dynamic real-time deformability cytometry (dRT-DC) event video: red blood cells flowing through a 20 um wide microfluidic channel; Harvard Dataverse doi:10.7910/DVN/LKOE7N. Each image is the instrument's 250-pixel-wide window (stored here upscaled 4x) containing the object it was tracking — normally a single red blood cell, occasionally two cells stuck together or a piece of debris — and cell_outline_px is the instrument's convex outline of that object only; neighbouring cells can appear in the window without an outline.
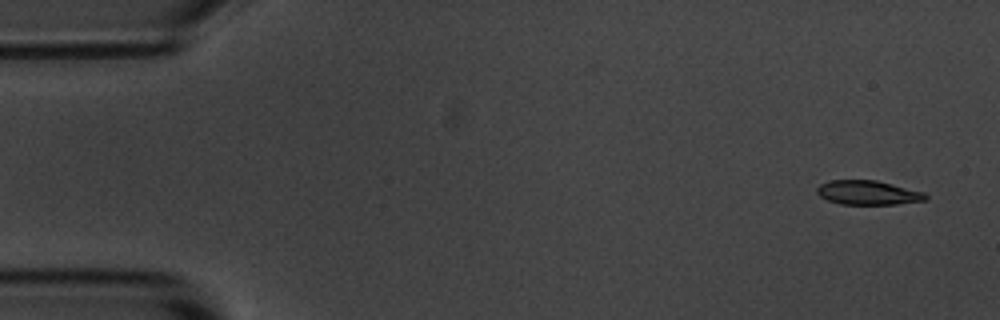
{"species": "common noctule bat (a hibernating species)", "species_latin": "Nyctalus noctula", "temperature_condition": "room temperature", "stored_images_in_passage": 5, "camera_frame_rate_fps": 3000, "um_per_image_px": 0.085, "animal": {"sex": "male", "body_mass_g": 20.1, "forearm_length_mm": 53.5}, "frame": {"image": 1, "passage_image": 1, "time_ms": 0.0, "image_size_px": [1000, 320], "cell_outline_px": [[928, 200], [896, 204], [840, 204], [828, 200], [820, 196], [816, 192], [816, 188], [820, 184], [828, 180], [876, 180], [924, 192], [928, 196]], "centroid_in_image_um": [73.77, 16.37], "position_along_channel_um": 11.2, "area_um2": 15.37}}
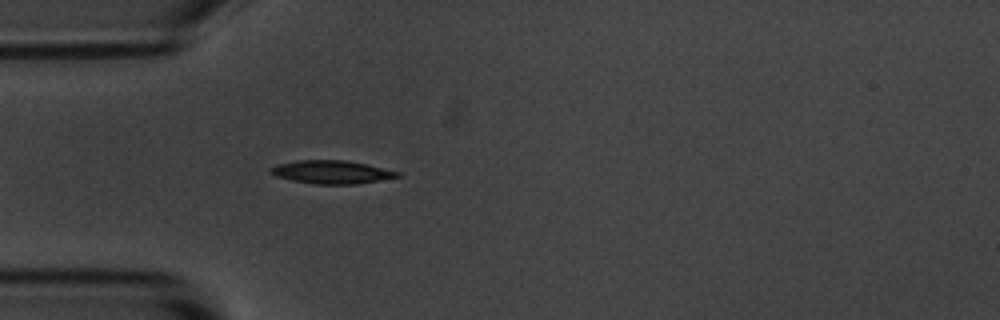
{"frame": {"image": 2, "passage_image": 5, "time_ms": 4.333, "image_size_px": [1000, 320], "cell_outline_px": [[400, 176], [356, 184], [316, 184], [292, 180], [276, 176], [268, 172], [268, 168], [276, 164], [296, 160], [344, 160], [364, 164], [400, 172]], "centroid_in_image_um": [28.1, 14.62], "position_along_channel_um": 56.9, "area_um2": 16.99}}